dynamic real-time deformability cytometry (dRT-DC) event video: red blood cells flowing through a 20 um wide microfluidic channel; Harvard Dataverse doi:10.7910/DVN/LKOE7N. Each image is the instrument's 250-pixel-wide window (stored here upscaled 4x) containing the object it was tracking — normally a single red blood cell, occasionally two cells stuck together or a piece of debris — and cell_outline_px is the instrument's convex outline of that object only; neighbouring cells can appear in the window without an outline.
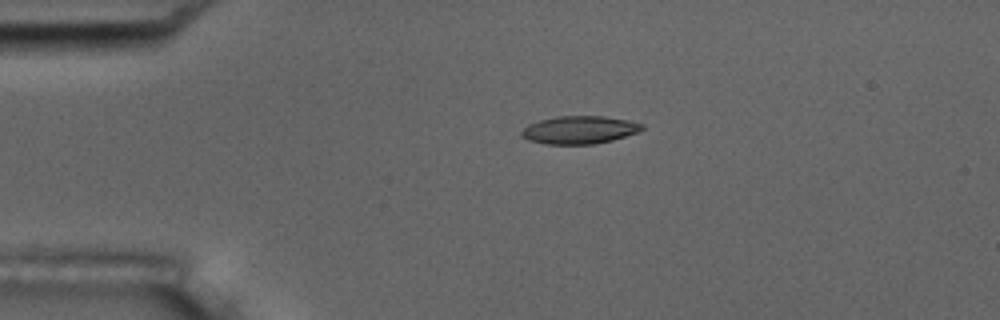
{"species": "common noctule bat (a hibernating species)", "species_latin": "Nyctalus noctula", "temperature_condition": "room temperature", "stored_images_in_passage": 44, "camera_frame_rate_fps": 3000, "um_per_image_px": 0.085, "animal": {"sex": "male", "body_mass_g": 17.5, "forearm_length_mm": 52.3}, "frame": {"image": 1, "passage_image": 2, "time_ms": 0.333, "image_size_px": [1000, 320], "cell_outline_px": [[644, 128], [640, 132], [612, 140], [592, 144], [544, 144], [528, 140], [520, 132], [528, 124], [540, 120], [556, 116], [604, 116], [628, 120], [644, 124]], "centroid_in_image_um": [49.28, 11.03], "position_along_channel_um": 35.7, "area_um2": 19.59}}
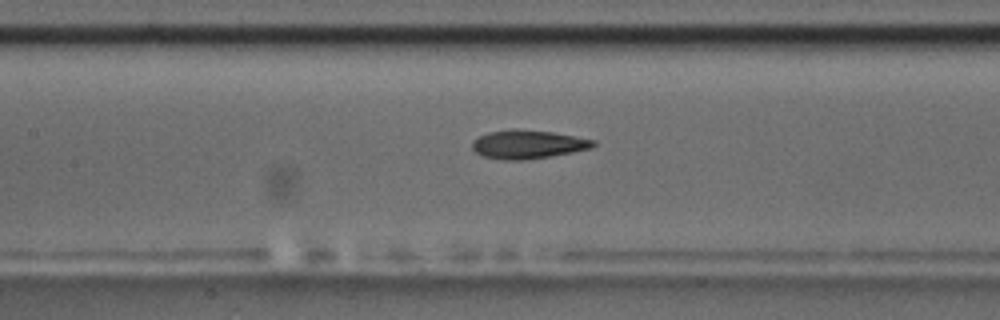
{"frame": {"image": 2, "passage_image": 15, "time_ms": 4.667, "image_size_px": [1000, 320], "cell_outline_px": [[596, 144], [592, 148], [572, 152], [524, 160], [504, 160], [480, 156], [472, 148], [472, 140], [488, 132], [512, 128], [516, 128], [552, 132], [596, 140]], "centroid_in_image_um": [44.84, 12.26], "position_along_channel_um": 162.6, "area_um2": 20.29}}
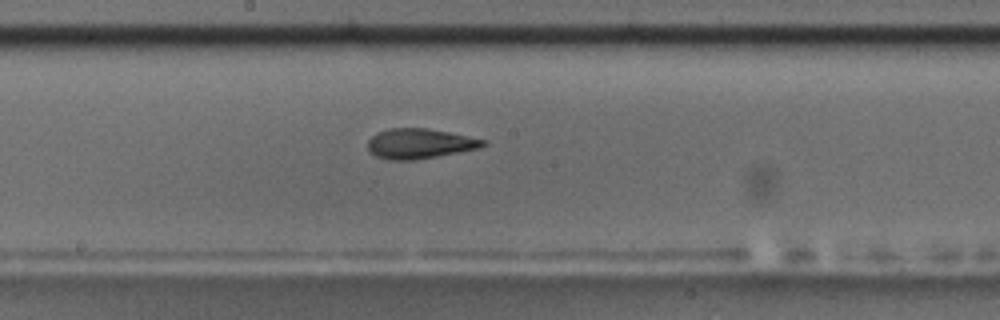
{"frame": {"image": 3, "passage_image": 19, "time_ms": 6.0, "image_size_px": [1000, 320], "cell_outline_px": [[488, 144], [480, 148], [436, 156], [412, 160], [388, 160], [376, 156], [368, 148], [368, 140], [376, 132], [388, 128], [424, 128], [448, 132], [488, 140]], "centroid_in_image_um": [35.68, 12.2], "position_along_channel_um": 212.5, "area_um2": 20.11}, "authors_computed_cell_mechanics": {"area_um2": 20.1144, "velocity_mm_per_s": 3.7827, "shape_relaxation_time_tau1_ms": 5.5588, "shape_relaxation_time_tau2_ms": 2.7159, "deformation_change_tau1": 0.1869, "deformation_change_tau2": 0.1191}}